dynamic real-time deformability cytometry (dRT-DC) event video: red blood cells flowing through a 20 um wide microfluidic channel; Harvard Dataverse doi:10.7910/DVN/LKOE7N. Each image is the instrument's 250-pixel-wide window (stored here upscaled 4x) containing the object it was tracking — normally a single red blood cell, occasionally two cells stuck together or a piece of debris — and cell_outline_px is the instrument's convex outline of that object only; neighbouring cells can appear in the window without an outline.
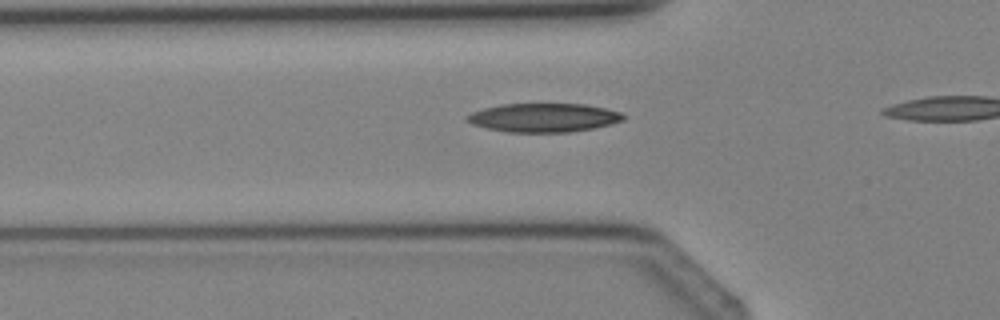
{"species": "Egyptian fruit bat (a non-hibernating species)", "species_latin": "Rousettus aegyptiacus", "temperature_condition": "cold", "stored_images_in_passage": 5, "camera_frame_rate_fps": 3000, "um_per_image_px": 0.085, "animal": {"sex": "female"}, "frame": {"image": 1, "passage_image": 4, "time_ms": 3.667, "image_size_px": [1000, 320], "cell_outline_px": [[624, 120], [592, 128], [568, 132], [508, 132], [488, 128], [472, 124], [464, 120], [464, 116], [472, 112], [484, 108], [500, 104], [584, 104], [604, 108], [620, 112], [624, 116]], "centroid_in_image_um": [46.15, 9.99], "position_along_channel_um": 79.7, "area_um2": 26.01}}